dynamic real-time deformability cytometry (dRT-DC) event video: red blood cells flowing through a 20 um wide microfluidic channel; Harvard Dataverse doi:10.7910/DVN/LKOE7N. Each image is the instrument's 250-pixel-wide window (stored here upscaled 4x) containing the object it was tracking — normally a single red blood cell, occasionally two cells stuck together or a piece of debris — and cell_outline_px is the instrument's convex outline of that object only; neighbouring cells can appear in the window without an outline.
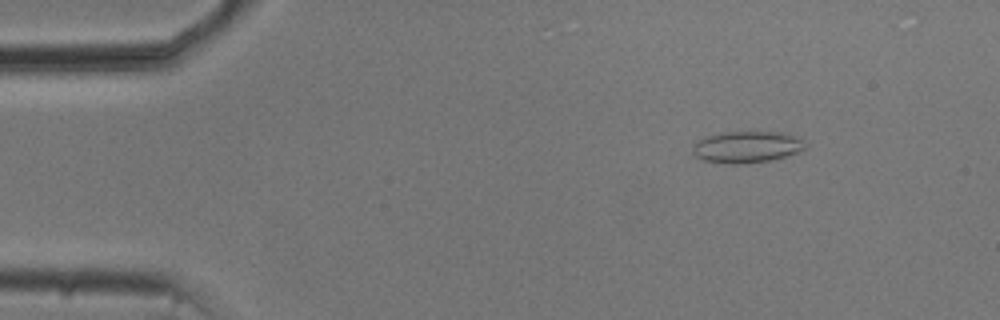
{"species": "common noctule bat (a hibernating species)", "species_latin": "Nyctalus noctula", "temperature_condition": "cold", "stored_images_in_passage": 54, "camera_frame_rate_fps": 3000, "um_per_image_px": 0.085, "animal": {"sex": "male", "body_mass_g": 20.5, "forearm_length_mm": 52.5}, "frame": {"image": 1, "passage_image": 7, "time_ms": 2.0, "image_size_px": [1000, 320], "cell_outline_px": [[808, 144], [800, 152], [768, 160], [736, 164], [732, 164], [704, 160], [696, 156], [692, 152], [692, 144], [696, 140], [708, 136], [724, 132], [780, 132], [796, 136]], "centroid_in_image_um": [63.46, 12.48], "position_along_channel_um": 21.5, "area_um2": 20.58}}
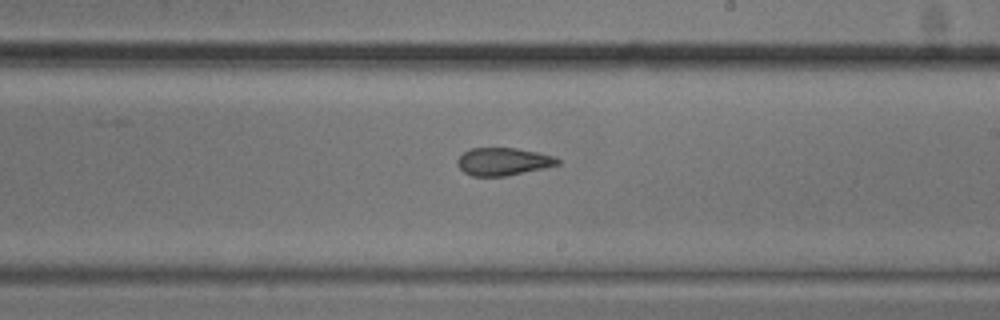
{"frame": {"image": 2, "passage_image": 31, "time_ms": 10.0, "image_size_px": [1000, 320], "cell_outline_px": [[560, 164], [544, 168], [508, 176], [472, 176], [464, 172], [456, 164], [456, 160], [464, 152], [472, 148], [516, 148], [556, 156], [560, 160]], "centroid_in_image_um": [42.78, 13.74], "position_along_channel_um": 246.2, "area_um2": 16.24}}
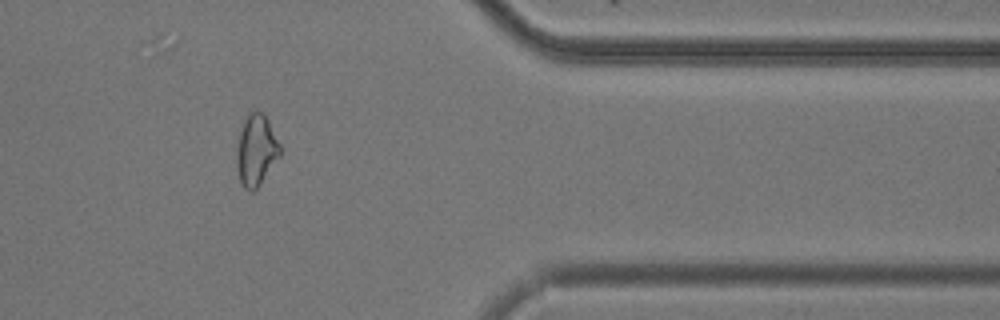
{"frame": {"image": 3, "passage_image": 44, "time_ms": 14.333, "image_size_px": [1000, 320], "cell_outline_px": [[280, 156], [260, 184], [252, 192], [248, 192], [240, 184], [236, 168], [236, 144], [244, 116], [248, 112], [256, 108], [268, 120], [280, 144]], "centroid_in_image_um": [21.73, 12.76], "position_along_channel_um": 389.7, "area_um2": 18.44}}